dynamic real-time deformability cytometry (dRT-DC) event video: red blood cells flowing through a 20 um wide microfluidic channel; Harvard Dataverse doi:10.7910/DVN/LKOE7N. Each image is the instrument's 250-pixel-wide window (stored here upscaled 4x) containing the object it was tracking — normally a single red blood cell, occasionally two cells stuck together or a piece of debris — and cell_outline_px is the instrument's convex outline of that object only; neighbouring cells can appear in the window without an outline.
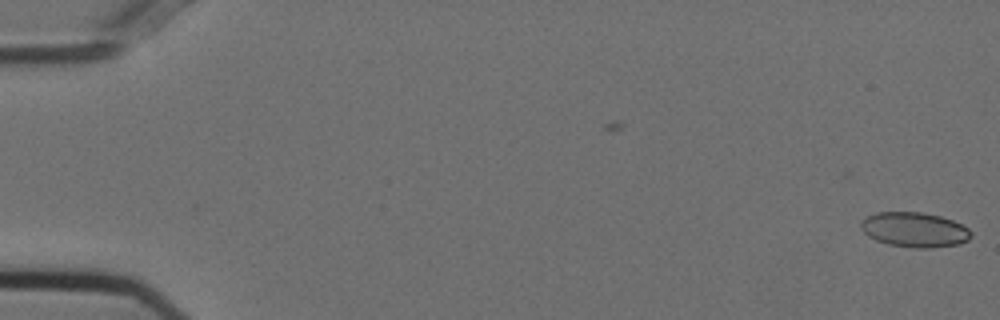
{"species": "Egyptian fruit bat (a non-hibernating species)", "species_latin": "Rousettus aegyptiacus", "temperature_condition": "cold", "stored_images_in_passage": 6, "camera_frame_rate_fps": 3000, "um_per_image_px": 0.085, "animal": {"sex": "female"}, "frame": {"image": 1, "passage_image": 6, "time_ms": 1.667, "image_size_px": [1000, 320], "cell_outline_px": [[972, 236], [968, 240], [960, 244], [932, 248], [916, 248], [888, 244], [876, 240], [868, 236], [860, 228], [860, 224], [868, 216], [876, 212], [920, 212], [940, 216], [952, 220], [968, 228], [972, 232]], "centroid_in_image_um": [77.75, 19.53], "position_along_channel_um": 7.2, "area_um2": 22.37}}